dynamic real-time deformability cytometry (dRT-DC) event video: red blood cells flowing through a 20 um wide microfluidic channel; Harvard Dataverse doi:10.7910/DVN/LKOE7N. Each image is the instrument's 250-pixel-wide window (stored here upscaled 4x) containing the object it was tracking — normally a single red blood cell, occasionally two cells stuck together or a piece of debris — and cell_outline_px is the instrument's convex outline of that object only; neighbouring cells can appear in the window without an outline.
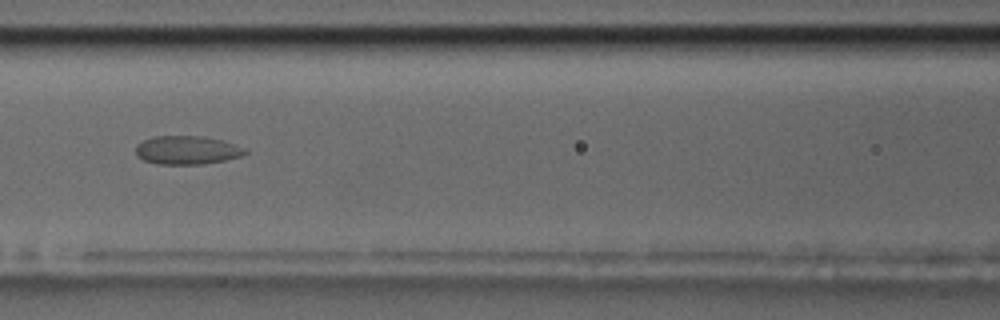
{"species": "common noctule bat (a hibernating species)", "species_latin": "Nyctalus noctula", "temperature_condition": "room temperature", "stored_images_in_passage": 6, "camera_frame_rate_fps": 3000, "um_per_image_px": 0.085, "animal": {"sex": "male", "body_mass_g": 17.5, "forearm_length_mm": 52.3}, "frame": {"image": 1, "passage_image": 4, "time_ms": 3.667, "image_size_px": [1000, 320], "cell_outline_px": [[248, 152], [240, 156], [224, 160], [204, 164], [156, 164], [144, 160], [136, 156], [136, 144], [152, 136], [204, 136], [220, 140], [248, 148]], "centroid_in_image_um": [15.88, 12.76], "position_along_channel_um": 150.7, "area_um2": 18.26}}
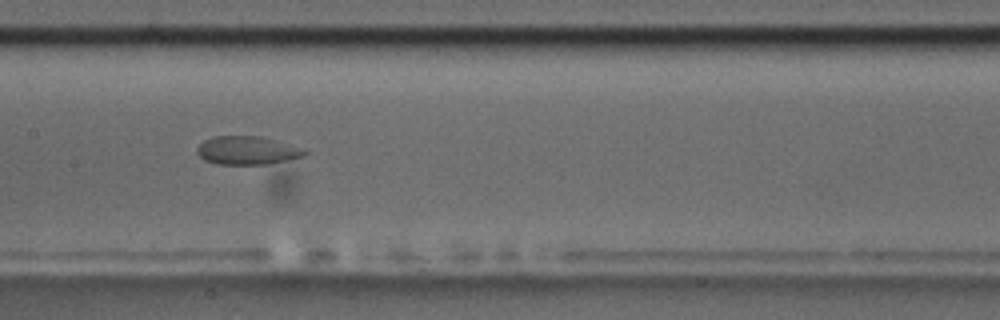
{"frame": {"image": 2, "passage_image": 5, "time_ms": 4.667, "image_size_px": [1000, 320], "cell_outline_px": [[308, 152], [304, 156], [288, 160], [264, 164], [216, 164], [204, 160], [196, 152], [196, 148], [204, 140], [212, 136], [264, 136], [276, 140]], "centroid_in_image_um": [20.95, 12.78], "position_along_channel_um": 186.5, "area_um2": 17.63}}
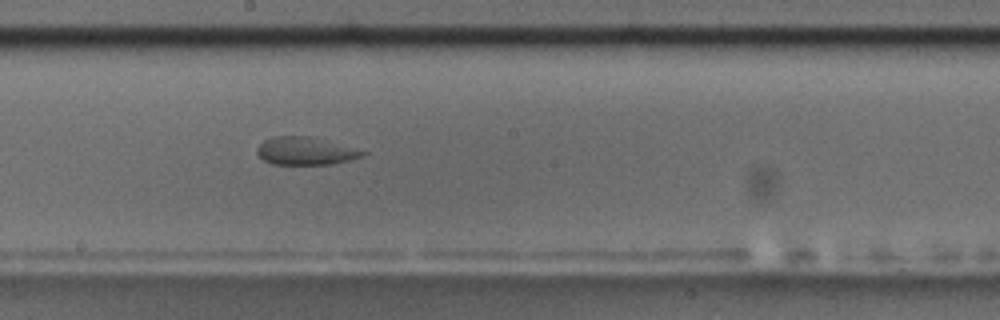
{"frame": {"image": 3, "passage_image": 6, "time_ms": 5.667, "image_size_px": [1000, 320], "cell_outline_px": [[368, 152], [364, 156], [332, 164], [272, 164], [264, 160], [256, 152], [256, 148], [264, 140], [272, 136], [312, 136]], "centroid_in_image_um": [25.94, 12.82], "position_along_channel_um": 222.3, "area_um2": 17.05}}